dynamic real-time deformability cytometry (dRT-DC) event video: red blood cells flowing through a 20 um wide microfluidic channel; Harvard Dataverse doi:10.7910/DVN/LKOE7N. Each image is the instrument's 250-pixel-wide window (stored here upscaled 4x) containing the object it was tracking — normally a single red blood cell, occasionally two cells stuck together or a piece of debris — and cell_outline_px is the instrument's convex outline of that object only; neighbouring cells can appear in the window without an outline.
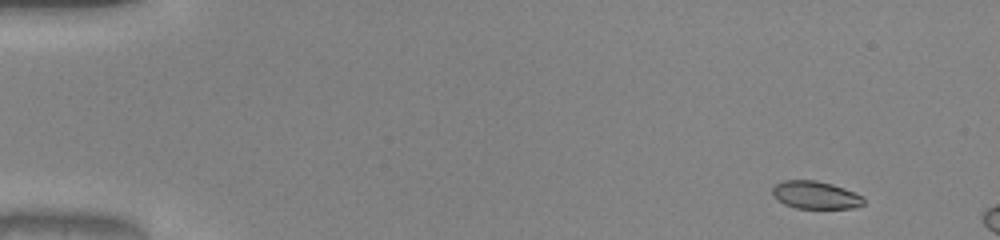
{"species": "common noctule bat (a hibernating species)", "species_latin": "Nyctalus noctula", "temperature_condition": "warm", "stored_images_in_passage": 7, "camera_frame_rate_fps": 3000, "um_per_image_px": 0.085, "animal": {"sex": "male", "body_mass_g": 20.0, "forearm_length_mm": 53.3}, "frame": {"image": 1, "passage_image": 2, "time_ms": 0.333, "image_size_px": [1000, 240], "cell_outline_px": [[864, 204], [856, 208], [796, 208], [784, 204], [772, 196], [772, 188], [776, 184], [784, 180], [816, 180], [832, 184], [844, 188], [864, 196]], "centroid_in_image_um": [69.32, 16.58], "position_along_channel_um": 15.7, "area_um2": 14.85}}